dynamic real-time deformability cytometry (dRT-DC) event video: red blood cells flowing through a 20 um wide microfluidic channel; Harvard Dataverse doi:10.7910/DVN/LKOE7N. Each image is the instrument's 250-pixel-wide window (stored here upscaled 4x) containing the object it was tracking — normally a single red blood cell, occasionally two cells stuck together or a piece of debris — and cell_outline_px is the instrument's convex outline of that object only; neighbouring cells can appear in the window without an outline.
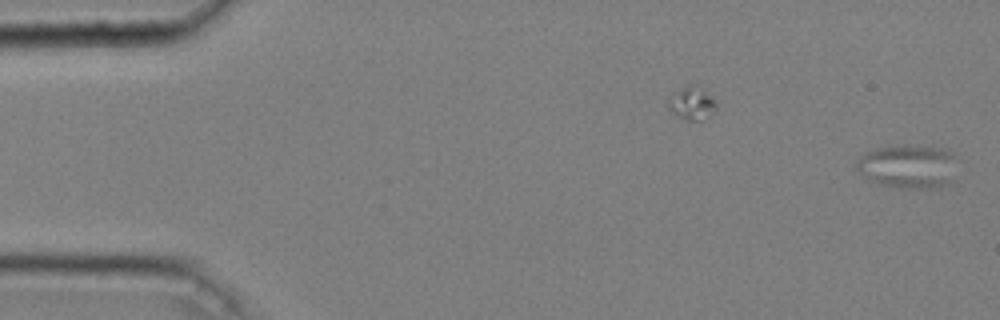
{"species": "common noctule bat (a hibernating species)", "species_latin": "Nyctalus noctula", "temperature_condition": "cold", "stored_images_in_passage": 43, "segment_of_instrument_passage": [1, 2], "camera_frame_rate_fps": 3000, "um_per_image_px": 0.085, "animal": {"sex": "male", "body_mass_g": 20.4}, "frame": {"image": 1, "passage_image": 1, "time_ms": 0.0, "image_size_px": [1000, 320], "cell_outline_px": [[952, 184], [940, 188], [900, 188], [880, 184], [868, 180], [856, 168], [856, 160], [864, 152], [888, 144], [904, 144], [940, 148], [952, 152]], "centroid_in_image_um": [77.11, 14.14], "position_along_channel_um": 7.9, "area_um2": 25.89}}